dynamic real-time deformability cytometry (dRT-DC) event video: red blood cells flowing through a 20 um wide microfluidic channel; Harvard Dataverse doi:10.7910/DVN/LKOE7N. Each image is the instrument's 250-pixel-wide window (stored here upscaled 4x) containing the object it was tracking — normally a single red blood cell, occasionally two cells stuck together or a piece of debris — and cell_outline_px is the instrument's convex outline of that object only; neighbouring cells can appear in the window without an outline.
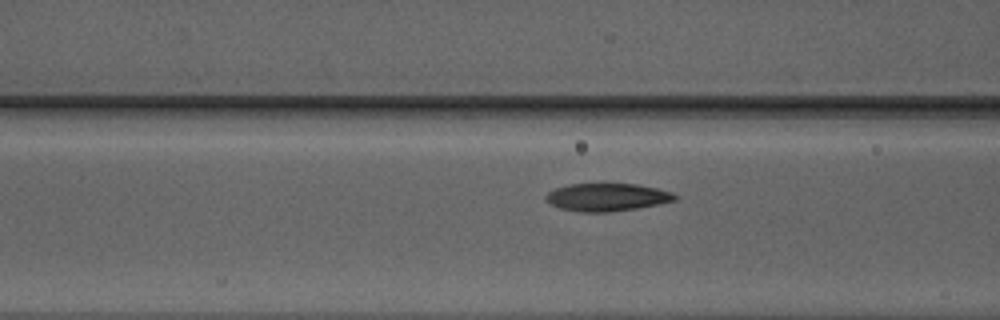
{"species": "Egyptian fruit bat (a non-hibernating species)", "species_latin": "Rousettus aegyptiacus", "temperature_condition": "warm", "stored_images_in_passage": 14, "camera_frame_rate_fps": 3000, "um_per_image_px": 0.085, "animal": {"sex": "male"}, "frame": {"image": 1, "passage_image": 12, "time_ms": 3.667, "image_size_px": [1000, 320], "cell_outline_px": [[680, 196], [676, 200], [660, 204], [612, 212], [580, 212], [560, 208], [544, 200], [544, 196], [548, 192], [556, 188], [568, 184], [636, 184], [656, 188], [672, 192]], "centroid_in_image_um": [51.61, 16.76], "position_along_channel_um": 115.0, "area_um2": 20.98}}